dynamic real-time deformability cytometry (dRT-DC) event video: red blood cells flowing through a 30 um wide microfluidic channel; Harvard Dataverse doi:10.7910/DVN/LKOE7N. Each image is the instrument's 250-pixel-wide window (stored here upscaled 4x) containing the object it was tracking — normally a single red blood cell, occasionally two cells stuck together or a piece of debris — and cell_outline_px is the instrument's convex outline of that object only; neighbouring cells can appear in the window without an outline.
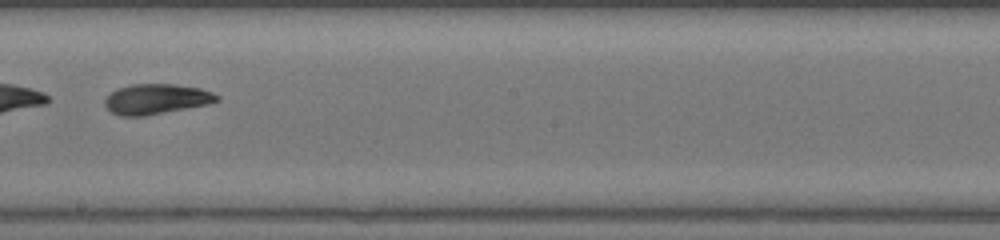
{"species": "common noctule bat (a hibernating species)", "species_latin": "Nyctalus noctula", "temperature_condition": "warm", "stored_images_in_passage": 48, "segment_of_instrument_passage": [2, 2], "camera_frame_rate_fps": 3000, "um_per_image_px": 0.085, "animal": {"sex": "female", "body_mass_g": 17.0, "forearm_length_mm": 48.0}, "frame": {"image": 1, "passage_image": 29, "time_ms": 9.333, "image_size_px": [1000, 240], "cell_outline_px": [[220, 100], [208, 104], [144, 116], [120, 116], [112, 112], [104, 104], [104, 100], [116, 88], [132, 84], [176, 84], [200, 88], [212, 92], [220, 96]], "centroid_in_image_um": [13.29, 8.41], "position_along_channel_um": 234.9, "area_um2": 19.71}}